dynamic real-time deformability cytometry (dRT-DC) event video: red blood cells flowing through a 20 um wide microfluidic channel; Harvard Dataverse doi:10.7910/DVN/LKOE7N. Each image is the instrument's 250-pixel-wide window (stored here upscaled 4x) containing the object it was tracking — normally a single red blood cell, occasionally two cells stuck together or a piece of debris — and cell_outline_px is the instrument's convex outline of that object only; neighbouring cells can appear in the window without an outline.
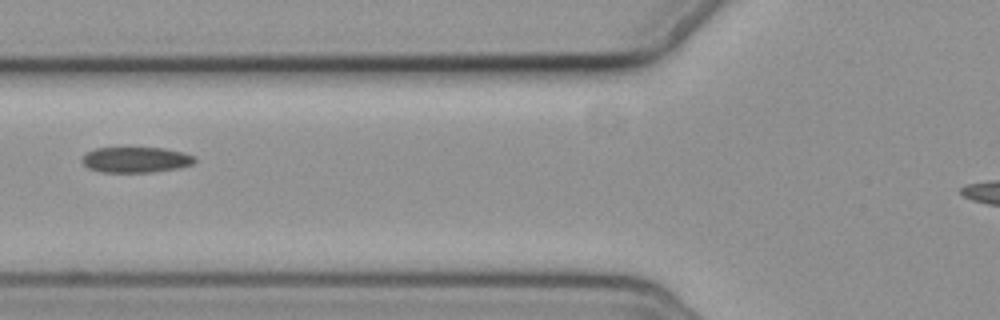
{"species": "common noctule bat (a hibernating species)", "species_latin": "Nyctalus noctula", "temperature_condition": "cold", "stored_images_in_passage": 7, "camera_frame_rate_fps": 3000, "um_per_image_px": 0.085, "animal": {"sex": "female", "body_mass_g": 19.3, "forearm_length_mm": 54.1}, "frame": {"image": 1, "passage_image": 3, "time_ms": 2.333, "image_size_px": [1000, 320], "cell_outline_px": [[196, 160], [192, 164], [180, 168], [152, 172], [100, 172], [88, 168], [80, 160], [88, 152], [96, 148], [164, 148], [184, 152], [196, 156]], "centroid_in_image_um": [11.58, 13.58], "position_along_channel_um": 114.2, "area_um2": 16.88}}
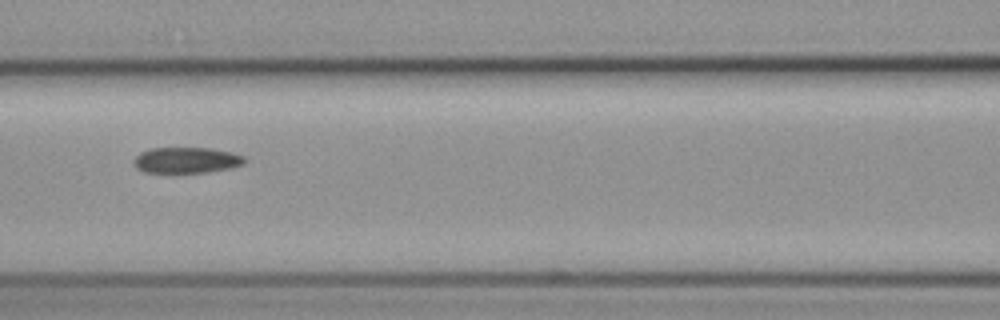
{"frame": {"image": 2, "passage_image": 4, "time_ms": 3.333, "image_size_px": [1000, 320], "cell_outline_px": [[244, 164], [232, 168], [208, 172], [144, 172], [136, 168], [132, 164], [132, 160], [140, 152], [152, 148], [208, 148], [232, 152], [244, 156]], "centroid_in_image_um": [15.82, 13.61], "position_along_channel_um": 150.8, "area_um2": 16.76}}
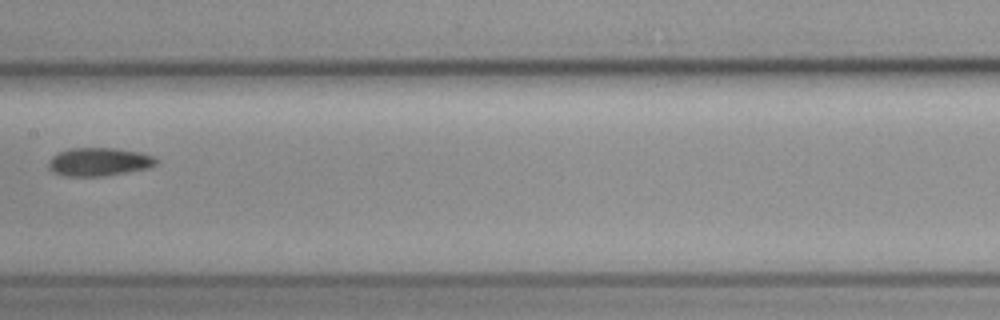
{"frame": {"image": 3, "passage_image": 5, "time_ms": 4.667, "image_size_px": [1000, 320], "cell_outline_px": [[160, 160], [156, 164], [148, 168], [128, 172], [104, 176], [64, 176], [52, 172], [48, 168], [48, 164], [52, 156], [68, 148], [116, 148], [140, 152], [152, 156]], "centroid_in_image_um": [8.41, 13.76], "position_along_channel_um": 199.0, "area_um2": 17.86}}